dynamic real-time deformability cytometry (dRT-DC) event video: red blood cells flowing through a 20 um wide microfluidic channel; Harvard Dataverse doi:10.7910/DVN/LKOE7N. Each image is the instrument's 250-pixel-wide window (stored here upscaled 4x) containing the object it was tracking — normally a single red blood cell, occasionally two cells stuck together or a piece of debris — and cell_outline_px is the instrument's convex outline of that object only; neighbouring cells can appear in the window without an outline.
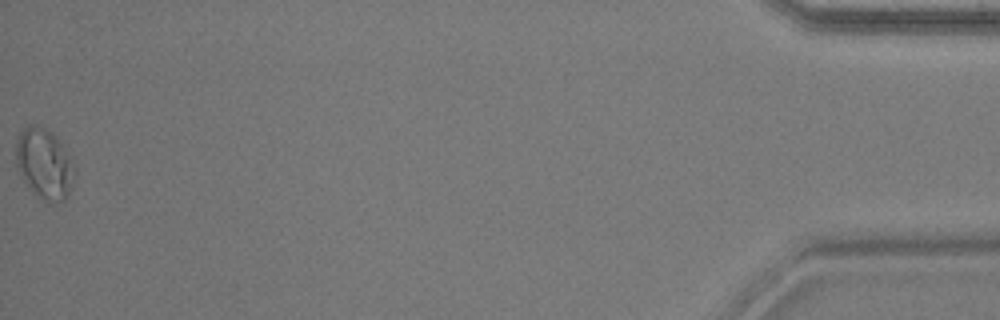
{"species": "common noctule bat (a hibernating species)", "species_latin": "Nyctalus noctula", "temperature_condition": "warm", "stored_images_in_passage": 37, "camera_frame_rate_fps": 3000, "um_per_image_px": 0.085, "animal": {"sex": "male", "body_mass_g": 17.9, "forearm_length_mm": 54.2}, "frame": {"image": 1, "passage_image": 37, "time_ms": 12.0, "image_size_px": [1000, 320], "cell_outline_px": [[76, 172], [68, 196], [64, 200], [56, 204], [48, 204], [36, 196], [32, 192], [16, 168], [16, 140], [20, 132], [28, 124], [32, 124], [44, 128], [56, 136], [76, 168]], "centroid_in_image_um": [3.76, 13.97], "position_along_channel_um": 431.4, "area_um2": 24.33}, "authors_computed_cell_mechanics": {"area_um2": 16.6464, "velocity_mm_per_s": 3.8953, "shape_relaxation_time_tau1_ms": 2.9741, "shape_relaxation_time_tau2_ms": 2.8511, "deformation_change_tau1": 0.1338, "deformation_change_tau2": 0.0566}}